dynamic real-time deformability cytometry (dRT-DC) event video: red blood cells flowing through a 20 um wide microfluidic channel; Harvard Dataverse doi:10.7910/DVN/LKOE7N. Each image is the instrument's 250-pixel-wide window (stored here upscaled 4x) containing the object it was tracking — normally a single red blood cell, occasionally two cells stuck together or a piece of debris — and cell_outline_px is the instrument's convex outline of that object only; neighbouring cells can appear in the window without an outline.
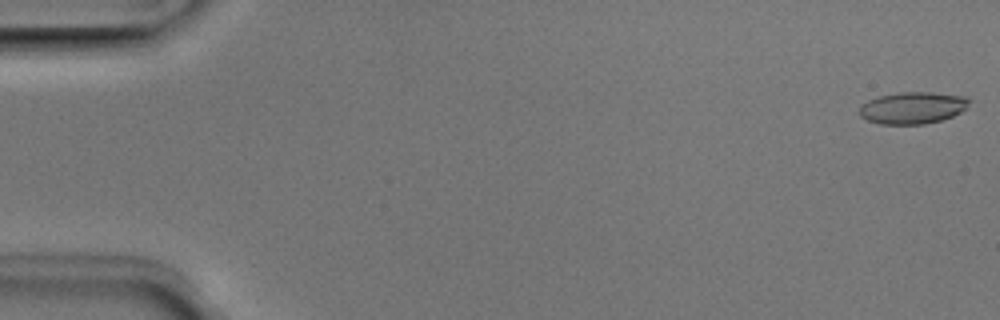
{"species": "Egyptian fruit bat (a non-hibernating species)", "species_latin": "Rousettus aegyptiacus", "temperature_condition": "room temperature", "stored_images_in_passage": 20, "camera_frame_rate_fps": 3000, "um_per_image_px": 0.085, "animal": {"sex": "male"}, "frame": {"image": 1, "passage_image": 1, "time_ms": 0.0, "image_size_px": [1000, 320], "cell_outline_px": [[968, 104], [960, 112], [952, 116], [940, 120], [924, 124], [880, 124], [868, 120], [860, 116], [860, 104], [868, 100], [880, 96], [900, 92], [932, 92], [968, 96]], "centroid_in_image_um": [77.56, 9.16], "position_along_channel_um": 7.4, "area_um2": 20.29}}
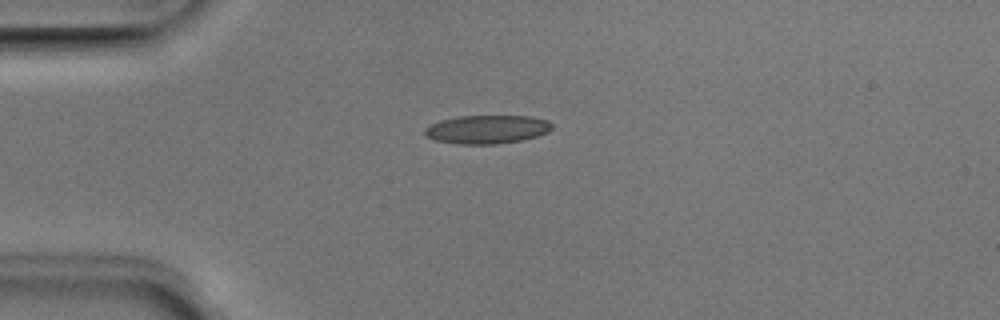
{"frame": {"image": 2, "passage_image": 13, "time_ms": 4.0, "image_size_px": [1000, 320], "cell_outline_px": [[552, 128], [548, 132], [536, 136], [520, 140], [496, 144], [456, 144], [436, 140], [428, 136], [424, 132], [424, 128], [440, 120], [460, 116], [532, 116], [548, 120], [552, 124]], "centroid_in_image_um": [41.41, 10.99], "position_along_channel_um": 43.6, "area_um2": 21.04}}
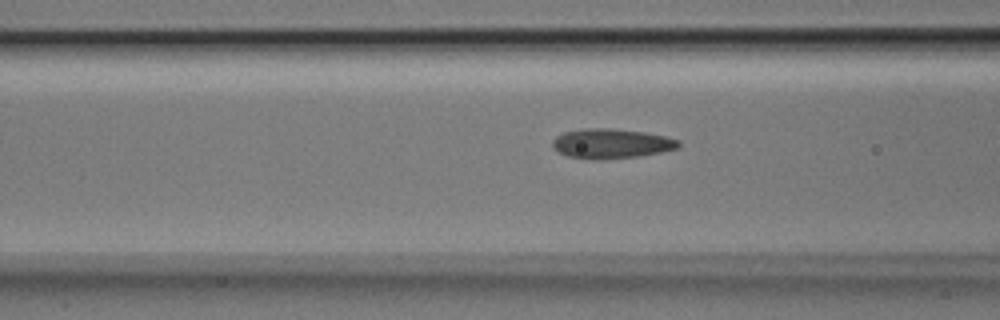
{"frame": {"image": 3, "passage_image": 20, "time_ms": 6.333, "image_size_px": [1000, 320], "cell_outline_px": [[680, 144], [676, 148], [660, 152], [636, 156], [604, 160], [568, 156], [560, 152], [552, 144], [552, 140], [556, 136], [564, 132], [584, 128], [608, 128], [644, 132], [664, 136], [680, 140]], "centroid_in_image_um": [51.95, 12.19], "position_along_channel_um": 114.6, "area_um2": 21.5}}